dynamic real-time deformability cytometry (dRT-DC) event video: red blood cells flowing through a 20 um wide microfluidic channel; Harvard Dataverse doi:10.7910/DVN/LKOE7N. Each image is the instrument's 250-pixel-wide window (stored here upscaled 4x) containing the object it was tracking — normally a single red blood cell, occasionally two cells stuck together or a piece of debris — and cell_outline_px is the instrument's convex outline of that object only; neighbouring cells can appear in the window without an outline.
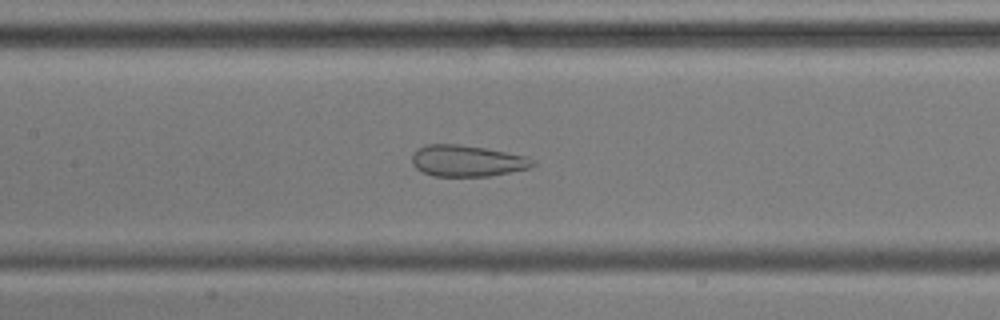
{"species": "common noctule bat (a hibernating species)", "species_latin": "Nyctalus noctula", "temperature_condition": "cold", "stored_images_in_passage": 29, "camera_frame_rate_fps": 3000, "um_per_image_px": 0.085, "animal": {"sex": "male", "body_mass_g": 17.9, "forearm_length_mm": 54.2}, "frame": {"image": 1, "passage_image": 9, "time_ms": 2.667, "image_size_px": [1000, 320], "cell_outline_px": [[536, 164], [528, 168], [488, 176], [432, 176], [416, 168], [412, 164], [412, 156], [420, 148], [428, 144], [460, 144], [484, 148], [528, 156], [536, 160]], "centroid_in_image_um": [39.73, 13.67], "position_along_channel_um": 167.7, "area_um2": 21.91}}
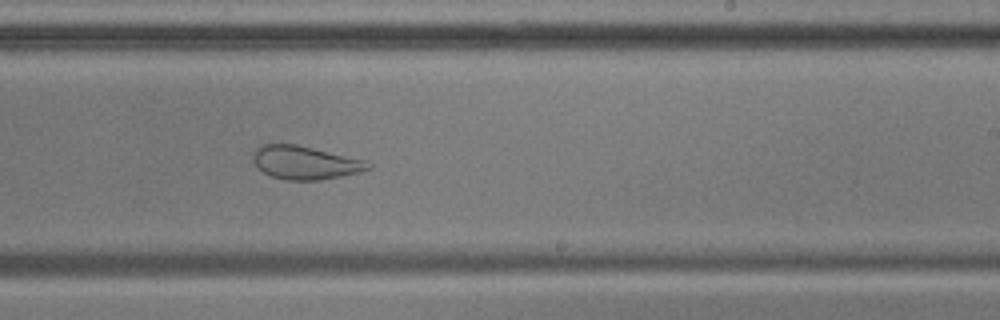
{"frame": {"image": 2, "passage_image": 17, "time_ms": 5.333, "image_size_px": [1000, 320], "cell_outline_px": [[372, 168], [360, 172], [320, 180], [284, 180], [272, 176], [264, 172], [252, 160], [252, 152], [256, 144], [296, 144], [364, 160], [372, 164]], "centroid_in_image_um": [25.89, 13.81], "position_along_channel_um": 263.1, "area_um2": 22.37}}
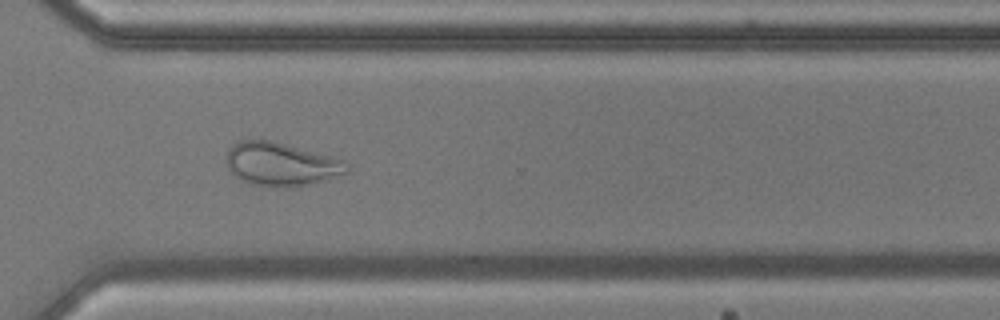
{"frame": {"image": 3, "passage_image": 24, "time_ms": 7.667, "image_size_px": [1000, 320], "cell_outline_px": [[348, 172], [328, 180], [288, 188], [280, 188], [248, 184], [240, 180], [228, 168], [228, 148], [236, 140], [268, 140], [332, 156], [344, 160], [348, 164]], "centroid_in_image_um": [23.9, 13.97], "position_along_channel_um": 346.7, "area_um2": 30.58}}